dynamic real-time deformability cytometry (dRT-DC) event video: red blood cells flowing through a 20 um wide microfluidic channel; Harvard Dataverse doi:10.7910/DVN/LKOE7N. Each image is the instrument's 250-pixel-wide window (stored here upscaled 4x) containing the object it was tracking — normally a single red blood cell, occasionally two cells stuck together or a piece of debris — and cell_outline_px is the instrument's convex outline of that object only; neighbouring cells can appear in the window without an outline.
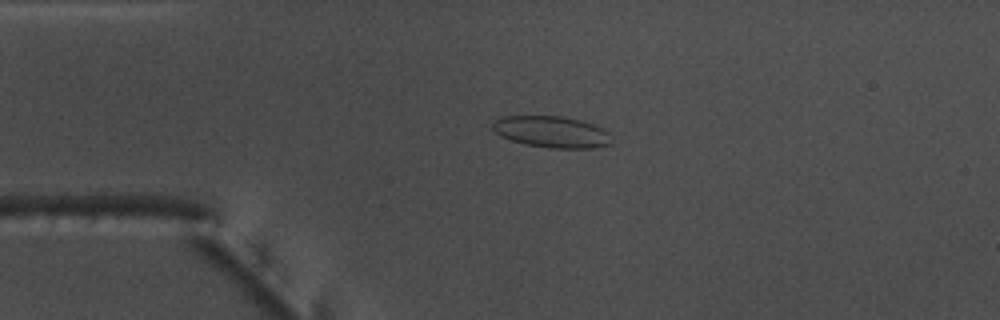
{"species": "common noctule bat (a hibernating species)", "species_latin": "Nyctalus noctula", "temperature_condition": "warm", "stored_images_in_passage": 42, "camera_frame_rate_fps": 3000, "um_per_image_px": 0.085, "animal": {"sex": "male", "body_mass_g": 17.5, "forearm_length_mm": 52.3}, "frame": {"image": 1, "passage_image": 1, "time_ms": 0.0, "image_size_px": [1000, 320], "cell_outline_px": [[612, 144], [592, 148], [548, 148], [524, 144], [500, 136], [492, 132], [492, 124], [500, 116], [560, 116], [580, 120], [596, 124], [604, 128], [608, 132]], "centroid_in_image_um": [46.88, 11.21], "position_along_channel_um": 38.1, "area_um2": 22.08}}
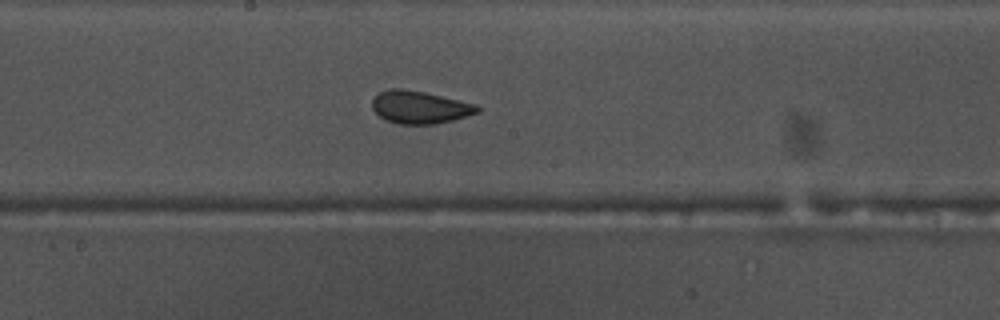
{"frame": {"image": 2, "passage_image": 17, "time_ms": 5.333, "image_size_px": [1000, 320], "cell_outline_px": [[480, 112], [452, 120], [436, 124], [396, 124], [380, 116], [372, 108], [372, 100], [380, 92], [392, 88], [400, 88], [424, 92], [476, 104], [480, 108]], "centroid_in_image_um": [35.69, 9.12], "position_along_channel_um": 212.5, "area_um2": 19.83}}
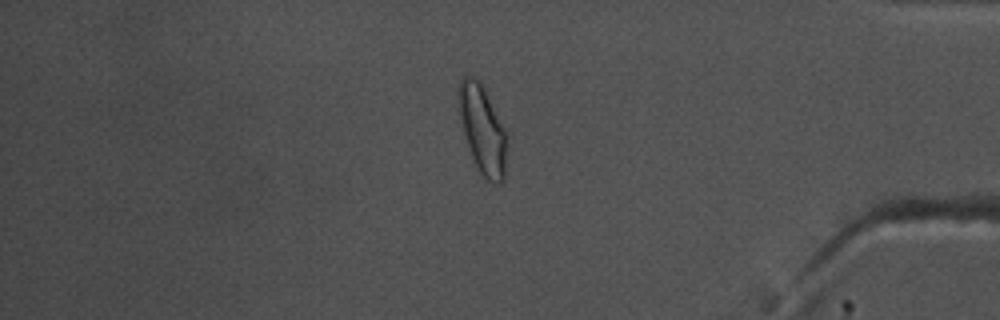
{"frame": {"image": 3, "passage_image": 34, "time_ms": 11.0, "image_size_px": [1000, 320], "cell_outline_px": [[508, 136], [504, 180], [500, 184], [492, 184], [480, 172], [472, 160], [460, 120], [456, 92], [460, 80], [464, 76], [472, 76], [480, 80], [508, 132]], "centroid_in_image_um": [41.02, 11.0], "position_along_channel_um": 394.2, "area_um2": 25.61}, "authors_computed_cell_mechanics": {"area_um2": 19.9988, "velocity_mm_per_s": 3.7767, "shape_relaxation_time_tau1_ms": null, "shape_relaxation_time_tau2_ms": 1.078, "deformation_change_tau1": null, "deformation_change_tau2": 0.0537}}